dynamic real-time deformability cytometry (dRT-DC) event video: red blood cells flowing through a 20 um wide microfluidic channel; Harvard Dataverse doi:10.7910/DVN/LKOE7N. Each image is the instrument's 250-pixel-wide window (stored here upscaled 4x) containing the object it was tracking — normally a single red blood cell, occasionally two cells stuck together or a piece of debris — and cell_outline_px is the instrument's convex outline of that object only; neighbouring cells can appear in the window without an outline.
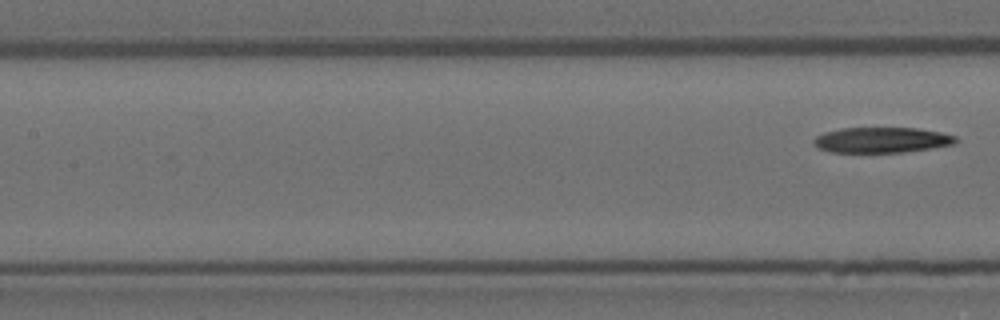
{"species": "Egyptian fruit bat (a non-hibernating species)", "species_latin": "Rousettus aegyptiacus", "temperature_condition": "room temperature", "stored_images_in_passage": 8, "segment_of_instrument_passage": [2, 2], "camera_frame_rate_fps": 3000, "um_per_image_px": 0.085, "animal": {"sex": "female"}, "frame": {"image": 1, "passage_image": 8, "time_ms": 2.333, "image_size_px": [1000, 320], "cell_outline_px": [[960, 140], [952, 144], [904, 152], [828, 152], [812, 144], [812, 140], [816, 136], [824, 132], [840, 128], [916, 128], [940, 132], [956, 136]], "centroid_in_image_um": [74.9, 11.89], "position_along_channel_um": 132.5, "area_um2": 21.04}}